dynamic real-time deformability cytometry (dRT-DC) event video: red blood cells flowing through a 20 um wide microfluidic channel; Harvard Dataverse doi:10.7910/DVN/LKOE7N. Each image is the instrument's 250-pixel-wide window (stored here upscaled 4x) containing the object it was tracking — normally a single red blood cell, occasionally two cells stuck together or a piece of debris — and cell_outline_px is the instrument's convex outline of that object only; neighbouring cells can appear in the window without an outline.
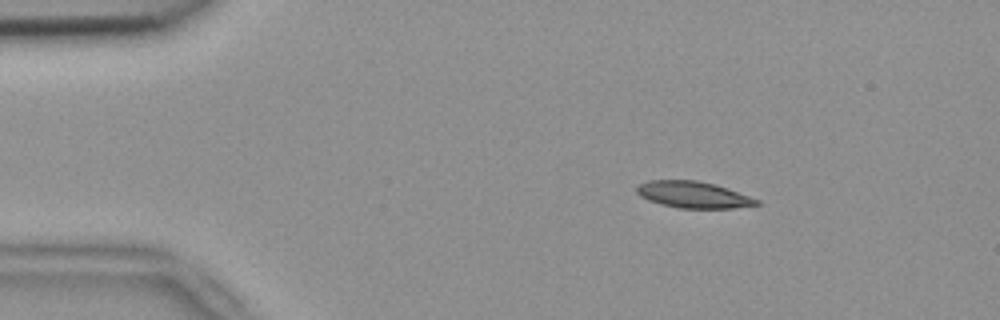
{"species": "common noctule bat (a hibernating species)", "species_latin": "Nyctalus noctula", "temperature_condition": "room temperature", "stored_images_in_passage": 52, "camera_frame_rate_fps": 3000, "um_per_image_px": 0.085, "animal": {"sex": "female", "body_mass_g": 18.4}, "frame": {"image": 1, "passage_image": 8, "time_ms": 2.333, "image_size_px": [1000, 320], "cell_outline_px": [[760, 204], [732, 208], [680, 208], [660, 204], [648, 200], [640, 196], [636, 192], [636, 188], [640, 184], [648, 180], [696, 180], [716, 184], [728, 188], [760, 200]], "centroid_in_image_um": [58.92, 16.54], "position_along_channel_um": 26.1, "area_um2": 18.55}}
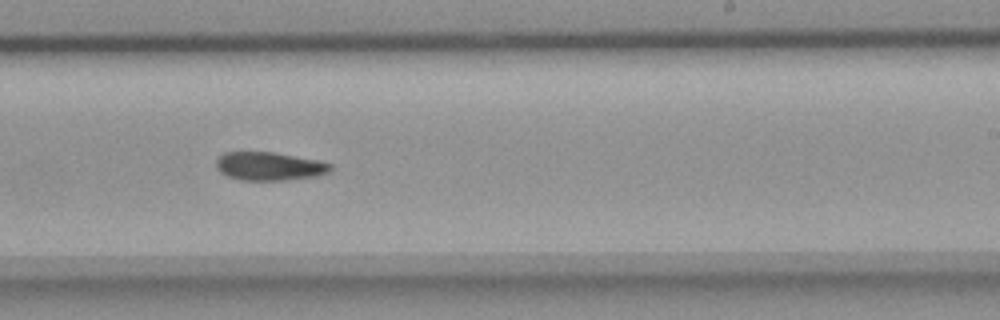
{"frame": {"image": 2, "passage_image": 32, "time_ms": 10.333, "image_size_px": [1000, 320], "cell_outline_px": [[332, 172], [316, 176], [284, 180], [240, 180], [228, 176], [220, 172], [216, 168], [216, 160], [224, 152], [272, 152], [320, 160], [332, 164]], "centroid_in_image_um": [22.92, 14.13], "position_along_channel_um": 266.1, "area_um2": 19.02}}
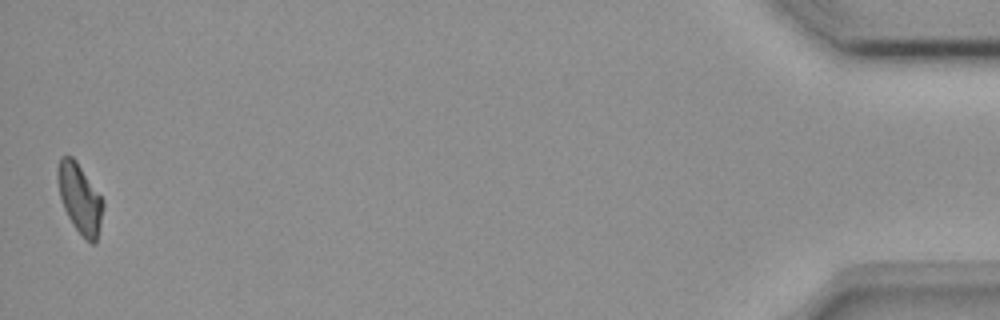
{"frame": {"image": 3, "passage_image": 52, "time_ms": 17.0, "image_size_px": [1000, 320], "cell_outline_px": [[104, 208], [96, 244], [92, 244], [72, 224], [64, 208], [60, 196], [56, 176], [56, 168], [60, 156], [72, 156], [76, 160], [104, 200]], "centroid_in_image_um": [6.78, 16.83], "position_along_channel_um": 428.4, "area_um2": 18.44}}